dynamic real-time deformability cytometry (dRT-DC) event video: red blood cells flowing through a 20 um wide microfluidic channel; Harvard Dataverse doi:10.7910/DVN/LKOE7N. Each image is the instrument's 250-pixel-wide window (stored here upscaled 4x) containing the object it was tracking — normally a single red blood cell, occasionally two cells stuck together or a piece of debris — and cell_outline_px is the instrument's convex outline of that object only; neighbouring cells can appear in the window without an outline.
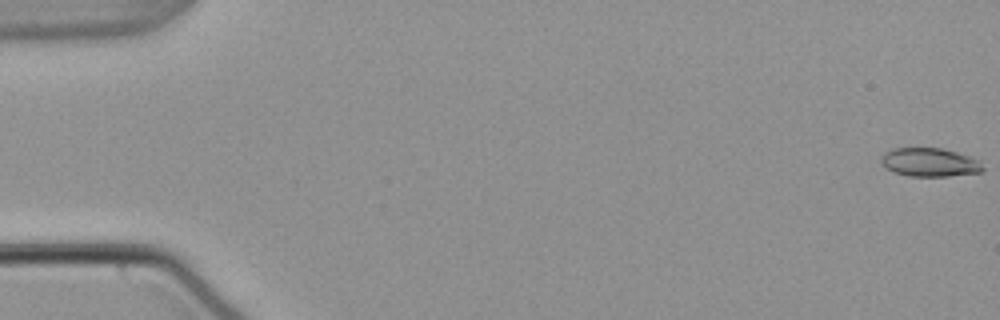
{"species": "common noctule bat (a hibernating species)", "species_latin": "Nyctalus noctula", "temperature_condition": "warm", "stored_images_in_passage": 54, "camera_frame_rate_fps": 3000, "um_per_image_px": 0.085, "animal": {"sex": "male", "body_mass_g": 21.5, "forearm_length_mm": 52.0}, "frame": {"image": 1, "passage_image": 1, "time_ms": 0.0, "image_size_px": [1000, 320], "cell_outline_px": [[984, 172], [948, 176], [908, 176], [892, 172], [880, 160], [884, 152], [892, 148], [940, 148], [956, 152], [968, 156], [976, 160], [984, 168]], "centroid_in_image_um": [79.0, 13.8], "position_along_channel_um": 6.0, "area_um2": 16.82}}
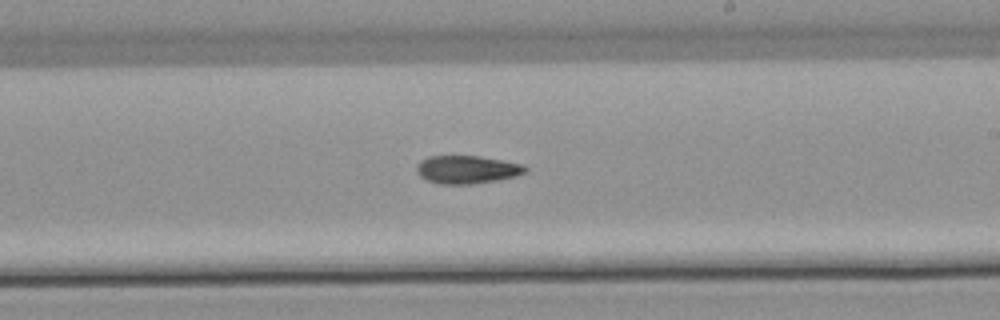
{"frame": {"image": 2, "passage_image": 33, "time_ms": 10.667, "image_size_px": [1000, 320], "cell_outline_px": [[528, 168], [524, 172], [516, 176], [496, 180], [472, 184], [440, 184], [428, 180], [420, 176], [416, 172], [416, 168], [420, 160], [428, 156], [480, 156], [504, 160], [524, 164]], "centroid_in_image_um": [39.69, 14.4], "position_along_channel_um": 249.3, "area_um2": 17.8}}
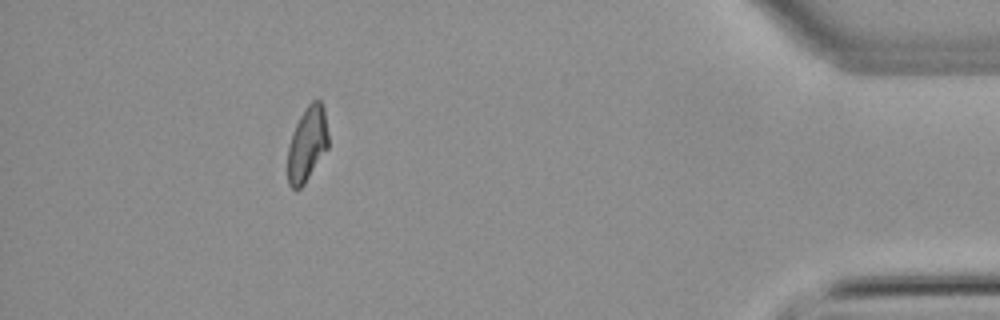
{"frame": {"image": 3, "passage_image": 49, "time_ms": 16.0, "image_size_px": [1000, 320], "cell_outline_px": [[328, 148], [304, 184], [300, 188], [292, 188], [288, 184], [288, 144], [292, 132], [300, 116], [308, 104], [312, 100], [320, 100], [324, 108], [328, 132]], "centroid_in_image_um": [26.11, 12.23], "position_along_channel_um": 409.1, "area_um2": 17.69}, "authors_computed_cell_mechanics": {"area_um2": 17.8602, "velocity_mm_per_s": 3.8097, "shape_relaxation_time_tau1_ms": 10.2785, "shape_relaxation_time_tau2_ms": null, "deformation_change_tau1": 0.2016, "deformation_change_tau2": null}}